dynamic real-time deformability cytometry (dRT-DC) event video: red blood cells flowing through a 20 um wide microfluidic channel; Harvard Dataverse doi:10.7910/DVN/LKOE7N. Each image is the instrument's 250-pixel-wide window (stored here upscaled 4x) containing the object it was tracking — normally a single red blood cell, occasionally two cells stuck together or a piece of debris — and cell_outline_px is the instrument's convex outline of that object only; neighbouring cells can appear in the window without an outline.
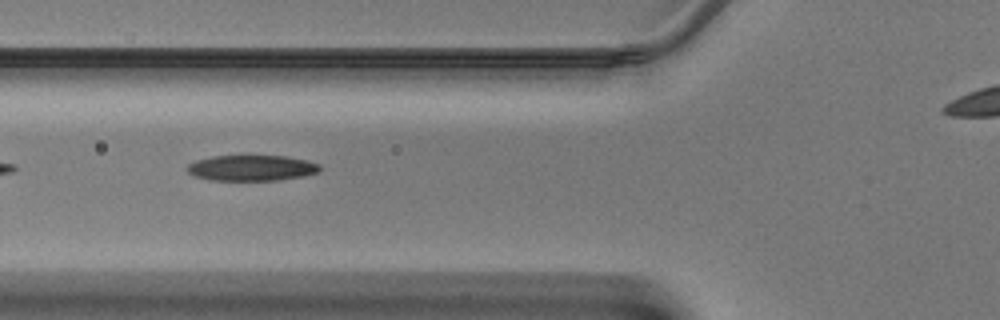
{"species": "Egyptian fruit bat (a non-hibernating species)", "species_latin": "Rousettus aegyptiacus", "temperature_condition": "warm", "stored_images_in_passage": 27, "camera_frame_rate_fps": 3000, "um_per_image_px": 0.085, "animal": {"sex": "male"}, "frame": {"image": 1, "passage_image": 3, "time_ms": 0.667, "image_size_px": [1000, 320], "cell_outline_px": [[320, 168], [312, 172], [292, 176], [264, 180], [224, 180], [204, 176], [192, 172], [188, 168], [192, 164], [204, 160], [224, 156], [276, 156], [300, 160], [316, 164]], "centroid_in_image_um": [21.4, 14.26], "position_along_channel_um": 104.4, "area_um2": 17.51}}
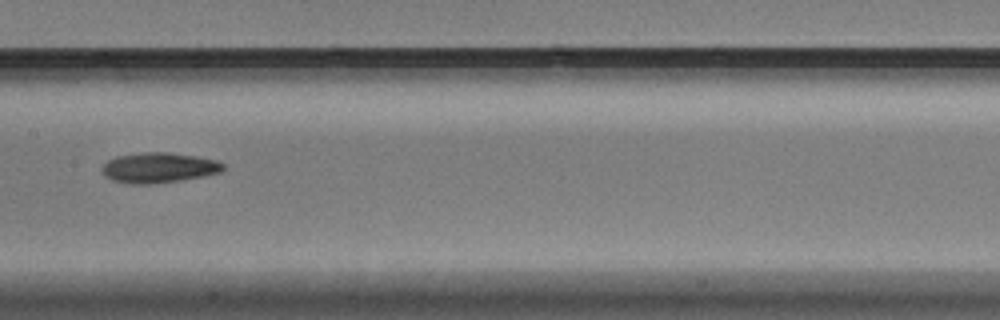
{"frame": {"image": 2, "passage_image": 9, "time_ms": 2.667, "image_size_px": [1000, 320], "cell_outline_px": [[220, 168], [212, 172], [192, 176], [168, 180], [120, 180], [104, 172], [104, 168], [112, 160], [128, 156], [184, 156], [208, 160], [220, 164]], "centroid_in_image_um": [13.48, 14.25], "position_along_channel_um": 193.9, "area_um2": 16.3}}
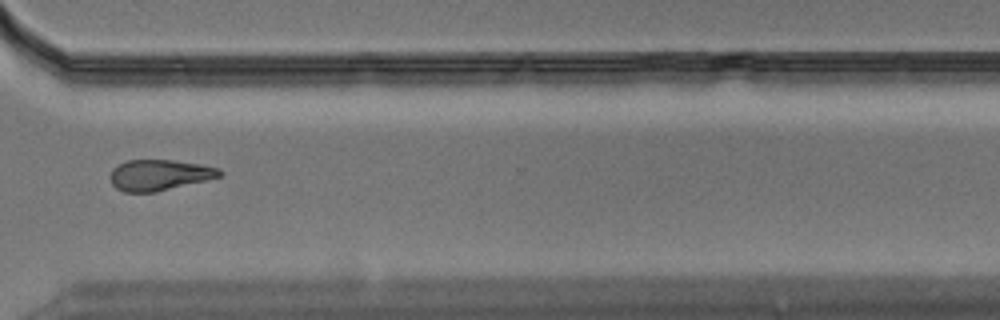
{"frame": {"image": 3, "passage_image": 20, "time_ms": 6.333, "image_size_px": [1000, 320], "cell_outline_px": [[220, 176], [152, 192], [128, 192], [120, 188], [112, 180], [112, 172], [120, 164], [132, 160], [164, 160], [192, 164], [212, 168], [220, 172]], "centroid_in_image_um": [13.49, 14.88], "position_along_channel_um": 357.1, "area_um2": 17.98}}